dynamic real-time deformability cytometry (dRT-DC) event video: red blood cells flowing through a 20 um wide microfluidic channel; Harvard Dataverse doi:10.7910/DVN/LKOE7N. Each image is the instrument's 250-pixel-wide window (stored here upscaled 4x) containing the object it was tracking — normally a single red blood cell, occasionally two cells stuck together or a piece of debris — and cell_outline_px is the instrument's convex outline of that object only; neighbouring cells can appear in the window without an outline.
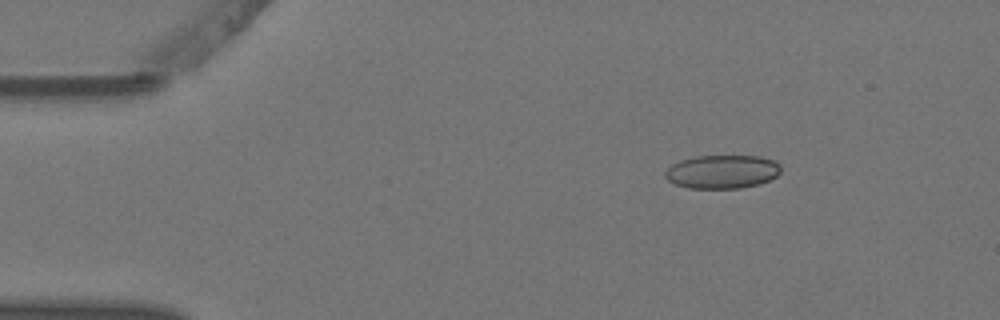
{"species": "Egyptian fruit bat (a non-hibernating species)", "species_latin": "Rousettus aegyptiacus", "temperature_condition": "warm", "stored_images_in_passage": 2, "camera_frame_rate_fps": 3000, "um_per_image_px": 0.085, "animal": {"sex": "female"}, "frame": {"image": 1, "passage_image": 1, "time_ms": 0.0, "image_size_px": [1000, 320], "cell_outline_px": [[780, 172], [776, 176], [760, 184], [740, 188], [688, 188], [676, 184], [668, 180], [664, 176], [664, 172], [672, 164], [680, 160], [696, 156], [760, 156], [776, 160], [780, 164]], "centroid_in_image_um": [61.4, 14.59], "position_along_channel_um": 23.6, "area_um2": 22.72}}